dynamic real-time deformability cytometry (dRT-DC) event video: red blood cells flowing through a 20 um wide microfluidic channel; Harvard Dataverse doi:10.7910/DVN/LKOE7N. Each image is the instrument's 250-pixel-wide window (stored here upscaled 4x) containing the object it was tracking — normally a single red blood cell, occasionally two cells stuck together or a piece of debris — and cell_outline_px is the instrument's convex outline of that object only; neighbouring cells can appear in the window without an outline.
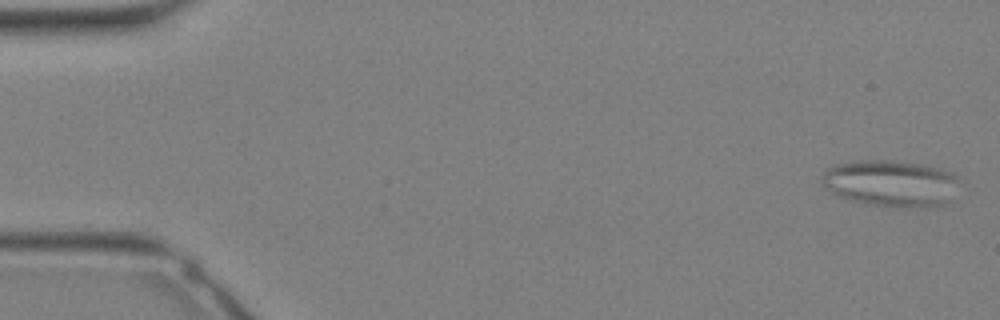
{"species": "Egyptian fruit bat (a non-hibernating species)", "species_latin": "Rousettus aegyptiacus", "temperature_condition": "warm", "stored_images_in_passage": 19, "camera_frame_rate_fps": 3000, "um_per_image_px": 0.085, "animal": {"sex": "female"}, "frame": {"image": 1, "passage_image": 1, "time_ms": 0.0, "image_size_px": [1000, 320], "cell_outline_px": [[956, 180], [948, 200], [944, 204], [924, 208], [896, 208], [864, 204], [840, 196], [832, 192], [820, 180], [820, 176], [828, 168], [836, 164], [856, 160], [888, 160], [920, 164], [952, 172], [956, 176]], "centroid_in_image_um": [75.65, 15.59], "position_along_channel_um": 9.3, "area_um2": 37.05}}
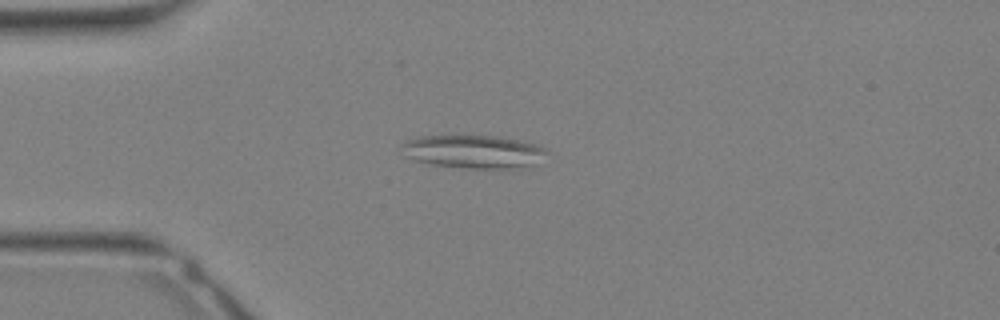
{"frame": {"image": 2, "passage_image": 9, "time_ms": 2.667, "image_size_px": [1000, 320], "cell_outline_px": [[548, 152], [532, 164], [516, 168], [468, 168], [432, 164], [416, 160], [404, 156], [400, 144], [408, 140], [420, 136], [496, 136], [536, 144], [544, 148]], "centroid_in_image_um": [40.18, 12.88], "position_along_channel_um": 44.8, "area_um2": 27.57}}
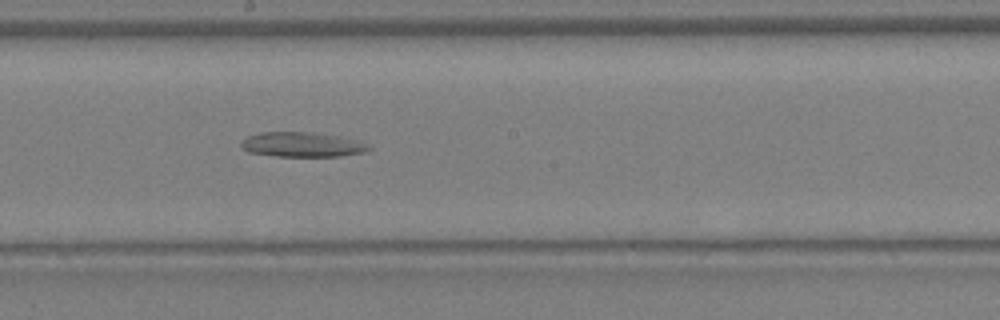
{"frame": {"image": 3, "passage_image": 19, "time_ms": 6.0, "image_size_px": [1000, 320], "cell_outline_px": [[372, 148], [364, 152], [340, 156], [276, 156], [248, 152], [240, 144], [248, 136], [260, 132], [312, 132], [340, 136], [360, 140], [368, 144]], "centroid_in_image_um": [25.73, 12.28], "position_along_channel_um": 222.5, "area_um2": 18.44}}